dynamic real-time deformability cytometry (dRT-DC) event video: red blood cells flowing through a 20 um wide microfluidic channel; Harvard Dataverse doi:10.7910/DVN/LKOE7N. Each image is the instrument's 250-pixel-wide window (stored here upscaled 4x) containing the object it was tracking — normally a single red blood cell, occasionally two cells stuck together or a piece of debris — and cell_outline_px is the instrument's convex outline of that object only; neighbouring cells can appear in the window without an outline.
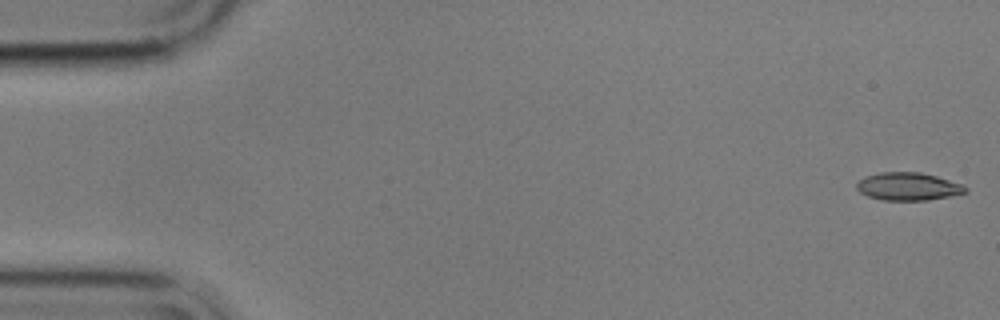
{"species": "common noctule bat (a hibernating species)", "species_latin": "Nyctalus noctula", "temperature_condition": "cold", "stored_images_in_passage": 56, "camera_frame_rate_fps": 3000, "um_per_image_px": 0.085, "animal": {"sex": "male", "body_mass_g": 17.9}, "frame": {"image": 1, "passage_image": 1, "time_ms": 0.0, "image_size_px": [1000, 320], "cell_outline_px": [[968, 192], [928, 200], [884, 200], [868, 196], [860, 192], [856, 188], [856, 184], [864, 176], [880, 172], [920, 172], [936, 176], [964, 184], [968, 188]], "centroid_in_image_um": [77.21, 15.84], "position_along_channel_um": 7.8, "area_um2": 17.69}}
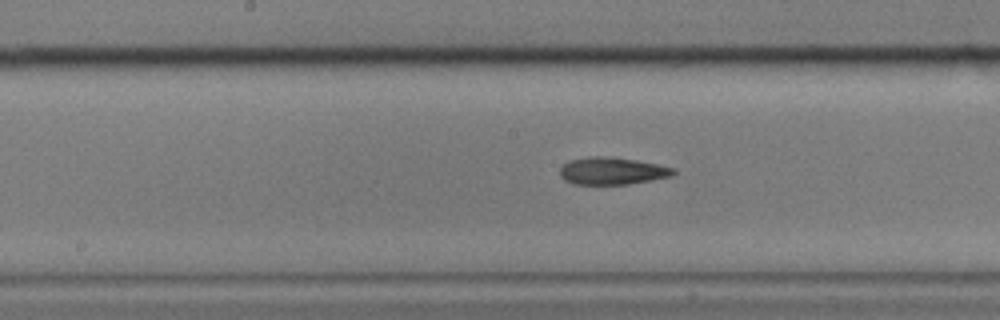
{"frame": {"image": 2, "passage_image": 28, "time_ms": 9.0, "image_size_px": [1000, 320], "cell_outline_px": [[676, 172], [672, 176], [652, 180], [628, 184], [572, 184], [564, 180], [560, 176], [560, 168], [568, 160], [592, 156], [600, 156], [636, 160], [676, 168]], "centroid_in_image_um": [52.02, 14.53], "position_along_channel_um": 196.2, "area_um2": 18.03}}
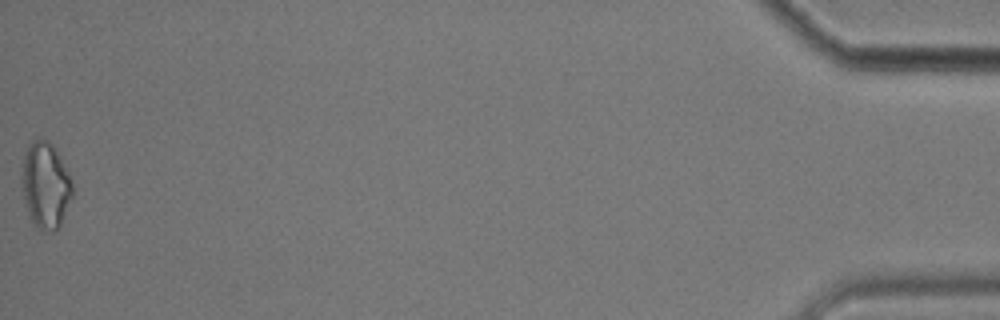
{"frame": {"image": 3, "passage_image": 56, "time_ms": 18.333, "image_size_px": [1000, 320], "cell_outline_px": [[72, 196], [60, 224], [52, 232], [44, 232], [28, 216], [20, 184], [20, 176], [24, 152], [28, 144], [36, 136], [48, 140], [56, 148], [68, 172], [72, 184]], "centroid_in_image_um": [3.82, 15.68], "position_along_channel_um": 431.4, "area_um2": 25.84}, "authors_computed_cell_mechanics": {"area_um2": 18.4671, "velocity_mm_per_s": 3.5561, "shape_relaxation_time_tau1_ms": 7.0126, "shape_relaxation_time_tau2_ms": 3.8584, "deformation_change_tau1": 0.156, "deformation_change_tau2": 0.1219}}